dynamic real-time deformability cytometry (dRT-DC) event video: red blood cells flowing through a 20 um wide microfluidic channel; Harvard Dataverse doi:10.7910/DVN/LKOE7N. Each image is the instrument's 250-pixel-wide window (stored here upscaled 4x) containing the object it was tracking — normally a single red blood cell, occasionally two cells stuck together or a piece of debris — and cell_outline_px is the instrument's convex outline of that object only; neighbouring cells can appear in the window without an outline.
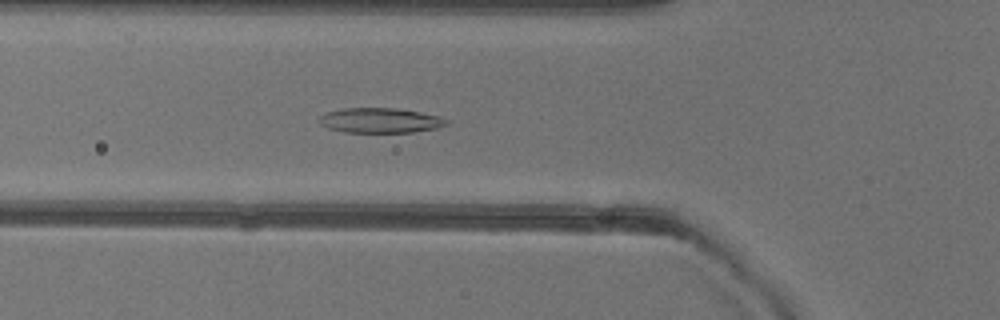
{"species": "common noctule bat (a hibernating species)", "species_latin": "Nyctalus noctula", "temperature_condition": "warm", "stored_images_in_passage": 42, "camera_frame_rate_fps": 3000, "um_per_image_px": 0.085, "animal": {"sex": "female"}, "frame": {"image": 1, "passage_image": 9, "time_ms": 2.667, "image_size_px": [1000, 320], "cell_outline_px": [[448, 124], [436, 128], [412, 132], [344, 132], [328, 128], [320, 124], [316, 120], [320, 116], [328, 112], [340, 108], [392, 108], [420, 112], [440, 116], [448, 120]], "centroid_in_image_um": [32.29, 10.23], "position_along_channel_um": 93.5, "area_um2": 18.5}}
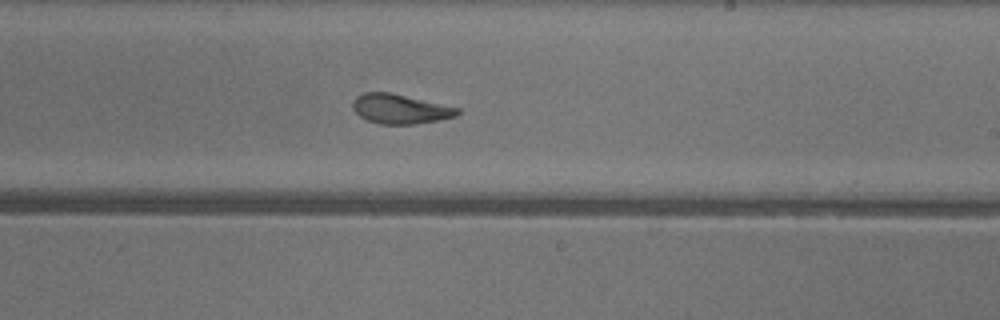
{"frame": {"image": 2, "passage_image": 21, "time_ms": 6.667, "image_size_px": [1000, 320], "cell_outline_px": [[460, 112], [456, 116], [416, 124], [380, 124], [368, 120], [360, 116], [352, 108], [352, 100], [356, 96], [364, 92], [392, 92], [460, 108]], "centroid_in_image_um": [33.99, 9.24], "position_along_channel_um": 255.0, "area_um2": 18.09}}
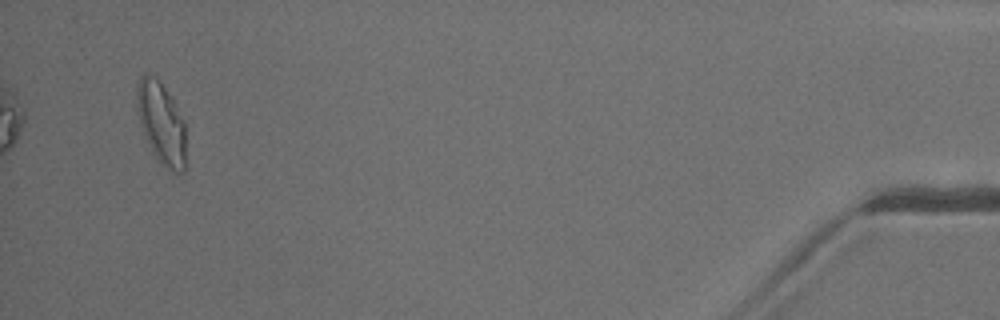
{"frame": {"image": 3, "passage_image": 40, "time_ms": 13.0, "image_size_px": [1000, 320], "cell_outline_px": [[184, 172], [172, 172], [152, 152], [144, 132], [136, 108], [136, 88], [140, 76], [144, 72], [156, 76], [160, 80], [172, 96], [184, 120]], "centroid_in_image_um": [13.69, 10.35], "position_along_channel_um": 421.5, "area_um2": 23.29}, "authors_computed_cell_mechanics": {"area_um2": 19.1896, "velocity_mm_per_s": 4.0229, "shape_relaxation_time_tau1_ms": 5.8211, "shape_relaxation_time_tau2_ms": 1.4287, "deformation_change_tau1": 0.1921, "deformation_change_tau2": 0.0825}}